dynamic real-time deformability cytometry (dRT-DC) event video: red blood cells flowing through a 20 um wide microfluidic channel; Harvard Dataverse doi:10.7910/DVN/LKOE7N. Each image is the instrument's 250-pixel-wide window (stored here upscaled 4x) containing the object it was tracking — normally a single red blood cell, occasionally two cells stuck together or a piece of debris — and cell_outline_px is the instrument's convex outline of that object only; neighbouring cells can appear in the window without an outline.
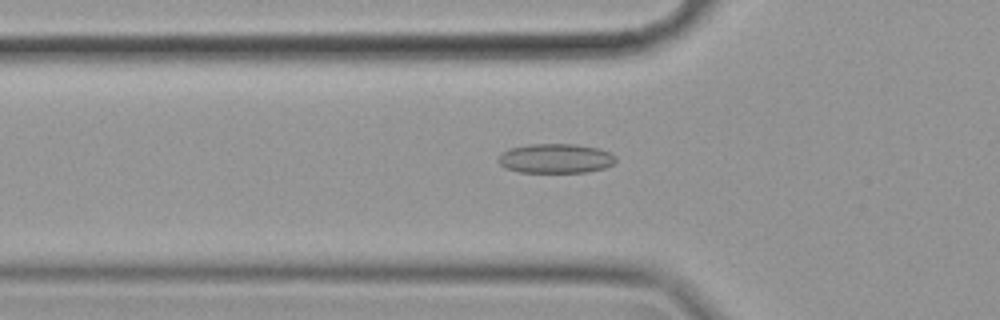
{"species": "common noctule bat (a hibernating species)", "species_latin": "Nyctalus noctula", "temperature_condition": "cold", "stored_images_in_passage": 57, "camera_frame_rate_fps": 3000, "um_per_image_px": 0.085, "animal": {"sex": "female", "body_mass_g": 19.9}, "frame": {"image": 1, "passage_image": 19, "time_ms": 6.0, "image_size_px": [1000, 320], "cell_outline_px": [[616, 160], [612, 164], [604, 168], [584, 172], [520, 172], [504, 168], [496, 160], [500, 152], [508, 148], [528, 144], [576, 144], [600, 148], [616, 156]], "centroid_in_image_um": [47.17, 13.46], "position_along_channel_um": 78.6, "area_um2": 20.4}}
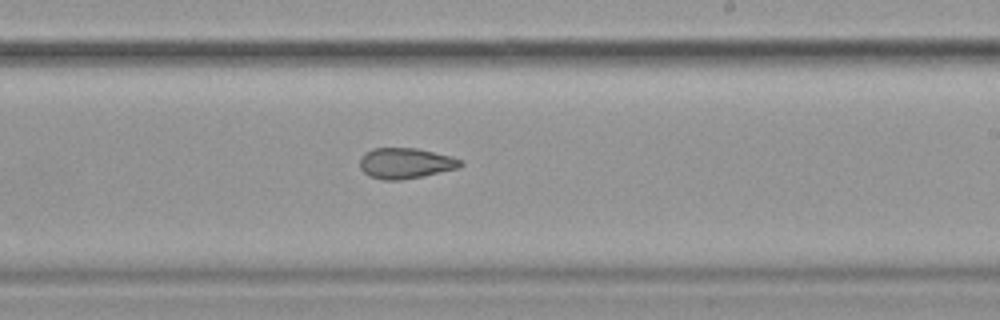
{"frame": {"image": 2, "passage_image": 34, "time_ms": 11.0, "image_size_px": [1000, 320], "cell_outline_px": [[464, 164], [460, 168], [424, 176], [400, 180], [384, 180], [368, 176], [360, 168], [360, 156], [364, 152], [372, 148], [416, 148], [452, 156], [460, 160]], "centroid_in_image_um": [34.46, 13.87], "position_along_channel_um": 254.5, "area_um2": 18.21}}
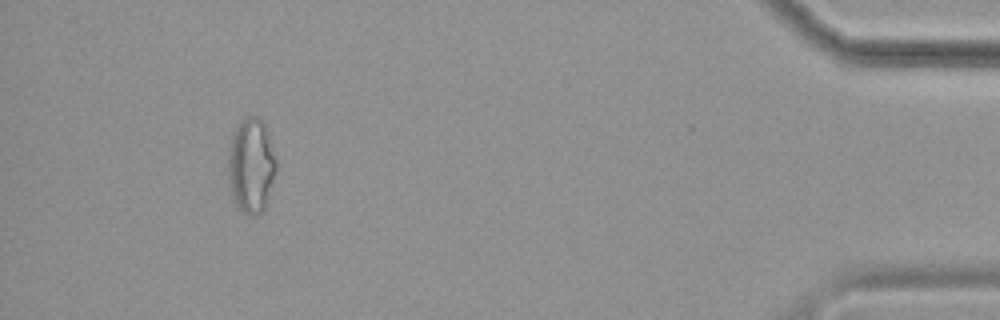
{"frame": {"image": 3, "passage_image": 53, "time_ms": 17.333, "image_size_px": [1000, 320], "cell_outline_px": [[276, 172], [264, 208], [256, 216], [248, 216], [240, 208], [232, 196], [228, 180], [228, 148], [232, 136], [240, 120], [248, 116], [256, 116], [264, 124], [276, 160]], "centroid_in_image_um": [21.33, 14.07], "position_along_channel_um": 413.9, "area_um2": 26.3}, "authors_computed_cell_mechanics": {"area_um2": 20.4034, "velocity_mm_per_s": 3.5087, "shape_relaxation_time_tau1_ms": null, "shape_relaxation_time_tau2_ms": 8.2951, "deformation_change_tau1": null, "deformation_change_tau2": 0.1668}}